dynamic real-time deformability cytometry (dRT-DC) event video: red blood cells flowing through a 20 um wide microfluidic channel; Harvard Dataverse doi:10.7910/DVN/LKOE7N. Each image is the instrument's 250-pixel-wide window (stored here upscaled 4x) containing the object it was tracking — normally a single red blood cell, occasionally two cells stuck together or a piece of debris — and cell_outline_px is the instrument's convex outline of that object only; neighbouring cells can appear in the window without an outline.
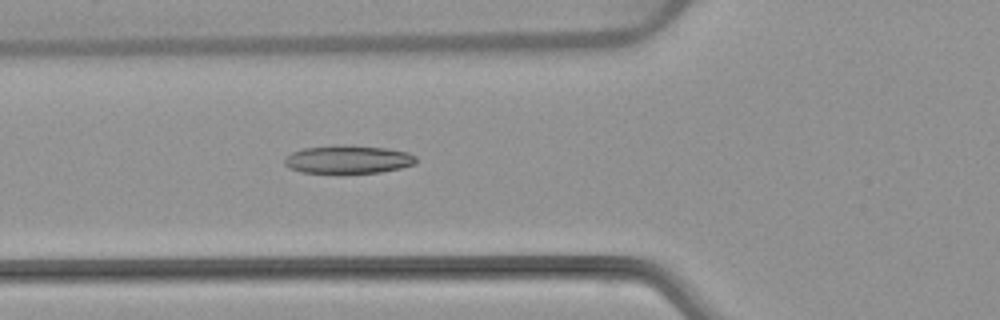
{"species": "common noctule bat (a hibernating species)", "species_latin": "Nyctalus noctula", "temperature_condition": "warm", "stored_images_in_passage": 5, "camera_frame_rate_fps": 3000, "um_per_image_px": 0.085, "animal": {"sex": "female", "body_mass_g": 22.7, "forearm_length_mm": 54.2}, "frame": {"image": 1, "passage_image": 5, "time_ms": 5.667, "image_size_px": [1000, 320], "cell_outline_px": [[416, 164], [400, 168], [380, 172], [340, 176], [336, 176], [300, 172], [288, 168], [284, 164], [284, 160], [292, 152], [304, 148], [332, 144], [352, 144], [388, 148], [408, 152], [416, 156]], "centroid_in_image_um": [29.56, 13.58], "position_along_channel_um": 96.2, "area_um2": 23.0}}